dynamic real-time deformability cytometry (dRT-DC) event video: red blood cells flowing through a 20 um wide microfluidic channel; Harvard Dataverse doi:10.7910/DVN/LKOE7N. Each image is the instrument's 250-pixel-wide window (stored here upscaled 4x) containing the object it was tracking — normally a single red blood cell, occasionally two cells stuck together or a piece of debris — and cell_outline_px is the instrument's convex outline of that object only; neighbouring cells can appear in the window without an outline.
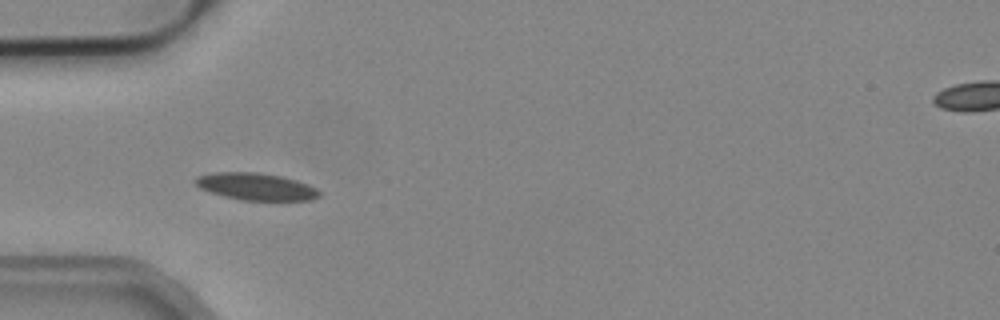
{"species": "common noctule bat (a hibernating species)", "species_latin": "Nyctalus noctula", "temperature_condition": "cold", "stored_images_in_passage": 6, "camera_frame_rate_fps": 3000, "um_per_image_px": 0.085, "animal": {"sex": "male", "body_mass_g": 19.2, "forearm_length_mm": 51.8}, "frame": {"image": 1, "passage_image": 4, "time_ms": 1.0, "image_size_px": [1000, 320], "cell_outline_px": [[320, 196], [312, 200], [240, 200], [224, 196], [200, 188], [196, 184], [196, 176], [216, 172], [256, 172], [280, 176], [296, 180], [316, 188], [320, 192]], "centroid_in_image_um": [21.77, 15.86], "position_along_channel_um": 63.2, "area_um2": 19.36}}